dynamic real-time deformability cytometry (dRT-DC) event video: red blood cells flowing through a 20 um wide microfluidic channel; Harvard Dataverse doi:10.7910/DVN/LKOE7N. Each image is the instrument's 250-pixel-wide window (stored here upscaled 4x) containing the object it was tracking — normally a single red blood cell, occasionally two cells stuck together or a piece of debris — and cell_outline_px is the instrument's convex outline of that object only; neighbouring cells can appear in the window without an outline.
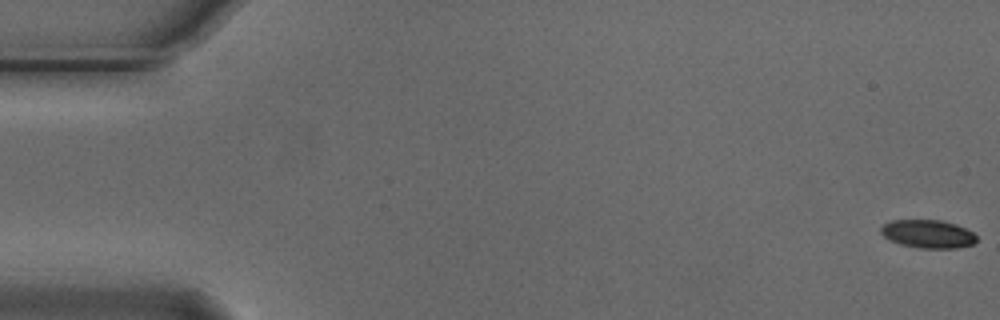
{"species": "Egyptian fruit bat (a non-hibernating species)", "species_latin": "Rousettus aegyptiacus", "temperature_condition": "cold", "stored_images_in_passage": 56, "camera_frame_rate_fps": 3000, "um_per_image_px": 0.085, "animal": {"sex": "male"}, "frame": {"image": 1, "passage_image": 1, "time_ms": 0.0, "image_size_px": [1000, 320], "cell_outline_px": [[976, 240], [972, 244], [956, 248], [920, 248], [900, 244], [888, 240], [880, 232], [880, 228], [884, 224], [892, 220], [940, 220], [956, 224], [972, 232], [976, 236]], "centroid_in_image_um": [78.84, 19.88], "position_along_channel_um": 6.2, "area_um2": 15.66}}
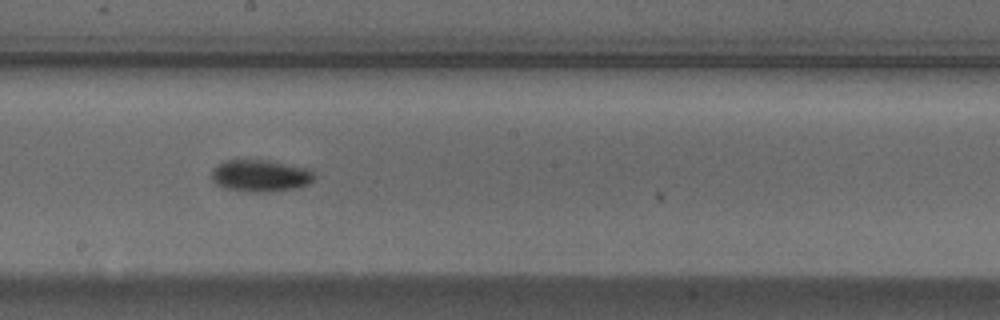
{"frame": {"image": 2, "passage_image": 31, "time_ms": 10.0, "image_size_px": [1000, 320], "cell_outline_px": [[312, 180], [308, 184], [296, 188], [268, 192], [252, 192], [224, 188], [216, 184], [212, 180], [212, 168], [224, 160], [268, 160], [312, 168]], "centroid_in_image_um": [22.12, 14.93], "position_along_channel_um": 226.1, "area_um2": 19.25}}
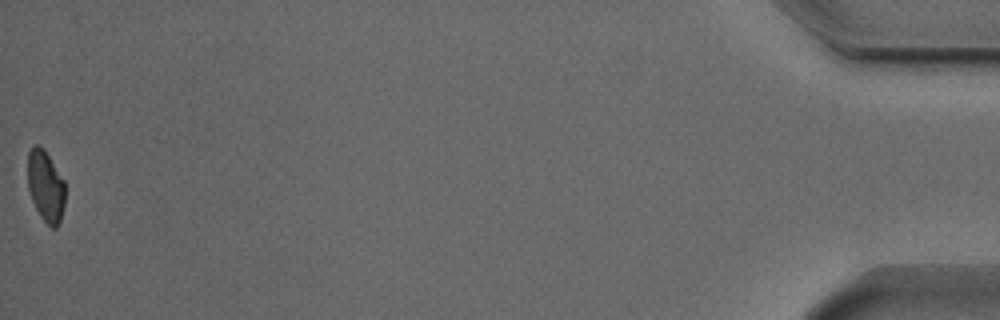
{"frame": {"image": 3, "passage_image": 56, "time_ms": 18.333, "image_size_px": [1000, 320], "cell_outline_px": [[64, 204], [60, 220], [56, 228], [52, 228], [40, 216], [32, 200], [28, 188], [28, 152], [36, 144], [40, 144], [44, 148], [64, 180]], "centroid_in_image_um": [3.87, 15.79], "position_along_channel_um": 431.3, "area_um2": 15.43}, "authors_computed_cell_mechanics": {"area_um2": 17.1088, "velocity_mm_per_s": 3.708, "shape_relaxation_time_tau1_ms": 2.9289, "shape_relaxation_time_tau2_ms": null, "deformation_change_tau1": 0.126, "deformation_change_tau2": null}}